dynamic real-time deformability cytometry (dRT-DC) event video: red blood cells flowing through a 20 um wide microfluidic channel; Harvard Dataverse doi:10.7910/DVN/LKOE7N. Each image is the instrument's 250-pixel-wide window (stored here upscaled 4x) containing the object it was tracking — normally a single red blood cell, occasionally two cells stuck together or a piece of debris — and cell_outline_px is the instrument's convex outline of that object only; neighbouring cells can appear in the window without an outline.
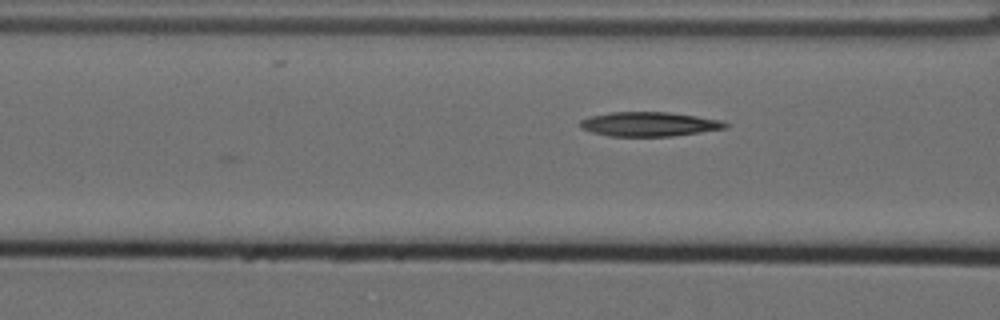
{"species": "Egyptian fruit bat (a non-hibernating species)", "species_latin": "Rousettus aegyptiacus", "temperature_condition": "cold", "stored_images_in_passage": 3, "camera_frame_rate_fps": 3000, "um_per_image_px": 0.085, "animal": {"sex": "female"}, "frame": {"image": 1, "passage_image": 3, "time_ms": 0.667, "image_size_px": [1000, 320], "cell_outline_px": [[728, 128], [672, 136], [608, 136], [592, 132], [580, 128], [580, 120], [588, 116], [608, 112], [668, 112], [724, 120], [728, 124]], "centroid_in_image_um": [55.17, 10.54], "position_along_channel_um": 111.4, "area_um2": 20.75}}